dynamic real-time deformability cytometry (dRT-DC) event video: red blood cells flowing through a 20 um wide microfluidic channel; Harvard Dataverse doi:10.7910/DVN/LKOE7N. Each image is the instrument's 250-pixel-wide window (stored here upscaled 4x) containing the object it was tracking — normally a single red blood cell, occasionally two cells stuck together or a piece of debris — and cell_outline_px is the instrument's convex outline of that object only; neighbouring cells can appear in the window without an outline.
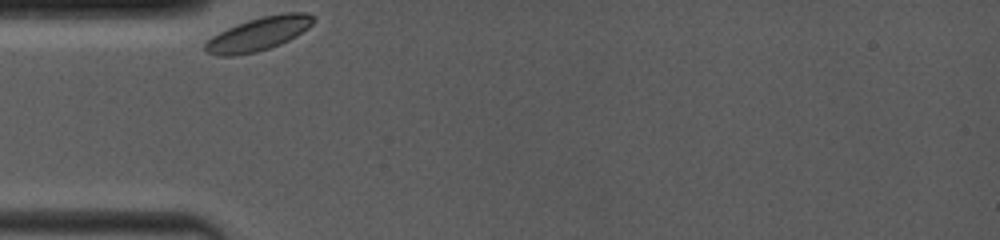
{"species": "common noctule bat (a hibernating species)", "species_latin": "Nyctalus noctula", "temperature_condition": "room temperature", "stored_images_in_passage": 19, "camera_frame_rate_fps": 4000, "um_per_image_px": 0.085, "animal": {"sex": "female", "body_mass_g": 19.0, "forearm_length_mm": 53.3}, "frame": {"image": 1, "passage_image": 1, "time_ms": 0.0, "image_size_px": [1000, 240], "cell_outline_px": [[316, 16], [312, 24], [308, 28], [296, 36], [280, 44], [256, 52], [232, 56], [220, 56], [208, 52], [204, 48], [204, 44], [212, 36], [228, 28], [248, 20], [260, 16], [280, 12], [308, 12]], "centroid_in_image_um": [22.02, 2.85], "position_along_channel_um": 63.0, "area_um2": 21.1}}
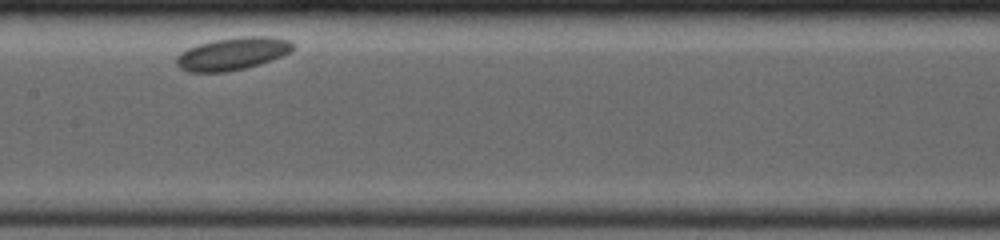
{"frame": {"image": 2, "passage_image": 9, "time_ms": 3.75, "image_size_px": [1000, 240], "cell_outline_px": [[292, 52], [272, 60], [260, 64], [228, 72], [188, 72], [180, 68], [176, 64], [176, 56], [180, 52], [188, 48], [200, 44], [216, 40], [240, 36], [268, 36], [288, 40], [292, 44]], "centroid_in_image_um": [19.75, 4.57], "position_along_channel_um": 187.6, "area_um2": 22.08}}
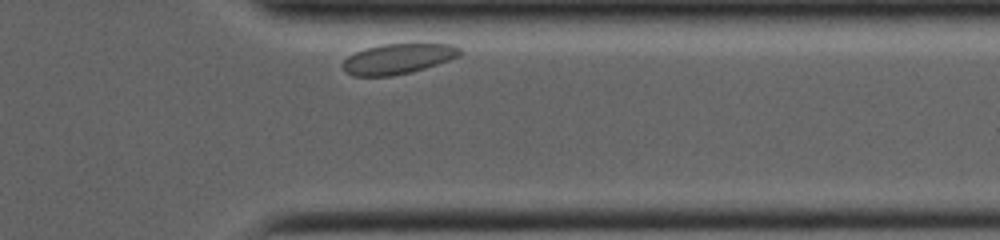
{"frame": {"image": 3, "passage_image": 19, "time_ms": 9.25, "image_size_px": [1000, 240], "cell_outline_px": [[464, 52], [460, 56], [412, 72], [392, 76], [352, 76], [344, 72], [340, 64], [348, 56], [364, 48], [380, 44], [452, 44], [460, 48]], "centroid_in_image_um": [33.79, 5.0], "position_along_channel_um": 377.6, "area_um2": 20.87}}